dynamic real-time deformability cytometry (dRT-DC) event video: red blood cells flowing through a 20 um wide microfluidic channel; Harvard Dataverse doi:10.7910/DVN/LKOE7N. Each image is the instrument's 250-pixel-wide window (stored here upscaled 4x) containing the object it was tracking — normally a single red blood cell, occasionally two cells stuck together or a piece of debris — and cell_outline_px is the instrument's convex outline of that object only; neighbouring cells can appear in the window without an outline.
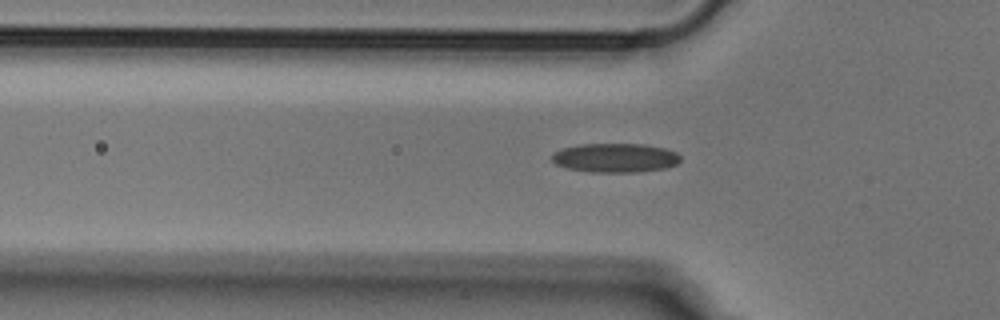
{"species": "Egyptian fruit bat (a non-hibernating species)", "species_latin": "Rousettus aegyptiacus", "temperature_condition": "cold", "stored_images_in_passage": 43, "camera_frame_rate_fps": 3000, "um_per_image_px": 0.085, "animal": {"sex": "male"}, "frame": {"image": 1, "passage_image": 15, "time_ms": 4.667, "image_size_px": [1000, 320], "cell_outline_px": [[680, 160], [676, 164], [664, 168], [640, 172], [588, 172], [568, 168], [556, 164], [552, 160], [552, 156], [556, 152], [564, 148], [584, 144], [644, 144], [664, 148], [676, 152], [680, 156]], "centroid_in_image_um": [52.32, 13.42], "position_along_channel_um": 73.5, "area_um2": 21.62}}
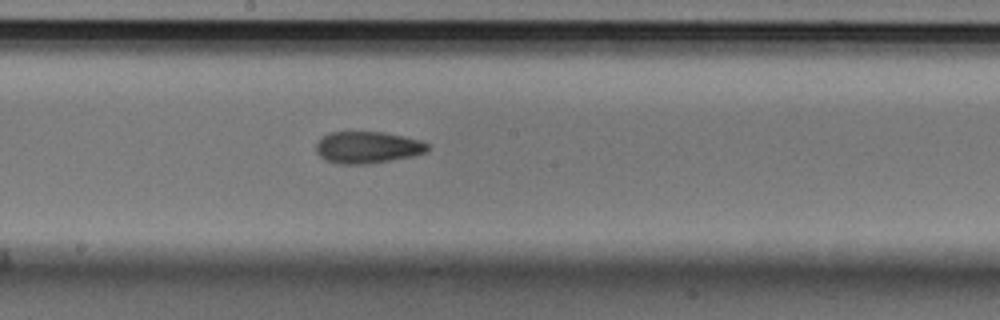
{"frame": {"image": 2, "passage_image": 26, "time_ms": 8.333, "image_size_px": [1000, 320], "cell_outline_px": [[428, 148], [424, 152], [412, 156], [368, 164], [340, 164], [328, 160], [320, 156], [316, 152], [316, 144], [324, 136], [332, 132], [384, 132], [404, 136], [420, 140], [428, 144]], "centroid_in_image_um": [31.24, 12.52], "position_along_channel_um": 217.0, "area_um2": 20.4}}
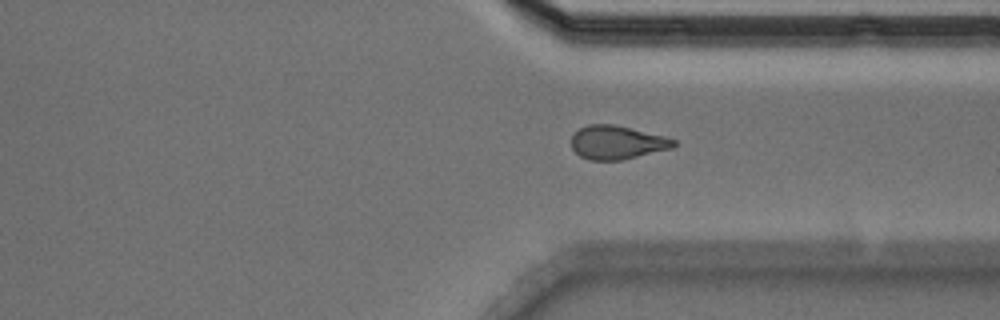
{"frame": {"image": 3, "passage_image": 37, "time_ms": 12.0, "image_size_px": [1000, 320], "cell_outline_px": [[676, 144], [672, 148], [620, 160], [588, 160], [580, 156], [572, 148], [572, 132], [588, 124], [616, 124], [664, 136], [676, 140]], "centroid_in_image_um": [52.42, 12.09], "position_along_channel_um": 359.0, "area_um2": 20.06}}